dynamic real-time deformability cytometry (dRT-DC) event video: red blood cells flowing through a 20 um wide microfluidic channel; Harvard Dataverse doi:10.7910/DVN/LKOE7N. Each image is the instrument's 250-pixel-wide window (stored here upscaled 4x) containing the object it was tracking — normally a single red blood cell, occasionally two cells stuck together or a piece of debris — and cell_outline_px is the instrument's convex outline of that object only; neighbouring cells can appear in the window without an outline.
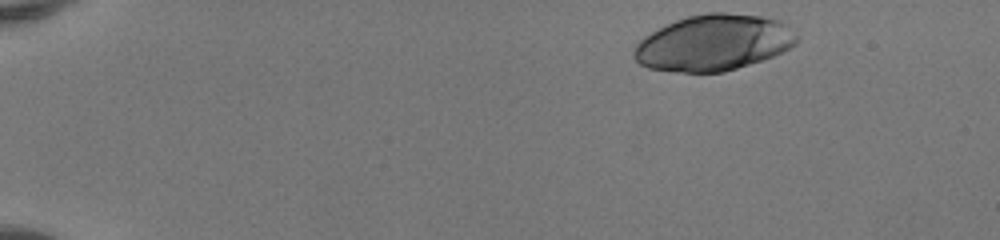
{"species": "human", "species_latin": "Homo sapiens", "temperature_condition": "room temperature", "stored_images_in_passage": 44, "camera_frame_rate_fps": 3000, "um_per_image_px": 0.085, "donor": {"sex": "female"}, "frame": {"image": 1, "passage_image": 1, "time_ms": 0.0, "image_size_px": [1000, 240], "cell_outline_px": [[800, 36], [796, 44], [772, 56], [724, 72], [676, 72], [648, 68], [640, 64], [632, 56], [632, 52], [636, 44], [644, 36], [676, 20], [688, 16], [708, 12], [724, 12], [760, 16], [780, 20], [788, 24]], "centroid_in_image_um": [60.66, 3.62], "position_along_channel_um": 24.3, "area_um2": 53.18}}
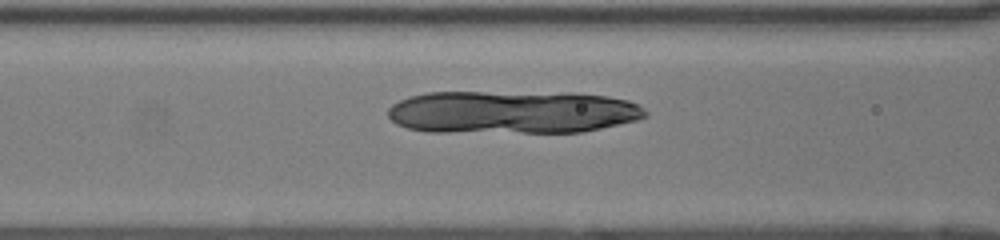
{"frame": {"image": 2, "passage_image": 17, "time_ms": 5.333, "image_size_px": [1000, 240], "cell_outline_px": [[648, 116], [636, 120], [600, 128], [580, 132], [428, 132], [408, 128], [396, 124], [388, 116], [388, 108], [392, 104], [400, 100], [412, 96], [428, 92], [572, 92], [608, 96], [628, 100], [644, 108], [648, 112]], "centroid_in_image_um": [43.55, 9.52], "position_along_channel_um": 123.0, "area_um2": 65.03}}
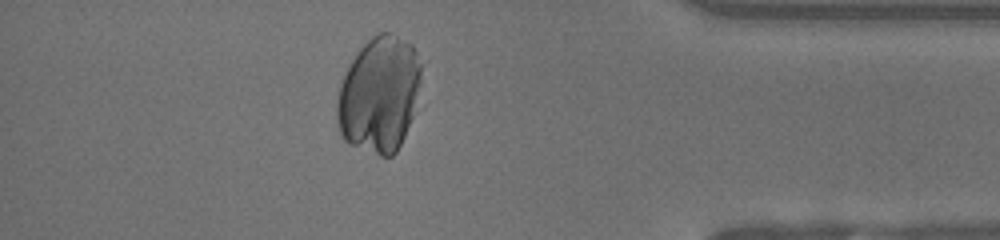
{"frame": {"image": 3, "passage_image": 39, "time_ms": 12.667, "image_size_px": [1000, 240], "cell_outline_px": [[428, 60], [412, 116], [404, 136], [396, 152], [392, 156], [380, 156], [348, 144], [340, 136], [336, 124], [336, 100], [340, 84], [356, 52], [372, 36], [380, 32], [388, 32], [412, 44]], "centroid_in_image_um": [32.28, 7.99], "position_along_channel_um": 402.9, "area_um2": 58.26}}